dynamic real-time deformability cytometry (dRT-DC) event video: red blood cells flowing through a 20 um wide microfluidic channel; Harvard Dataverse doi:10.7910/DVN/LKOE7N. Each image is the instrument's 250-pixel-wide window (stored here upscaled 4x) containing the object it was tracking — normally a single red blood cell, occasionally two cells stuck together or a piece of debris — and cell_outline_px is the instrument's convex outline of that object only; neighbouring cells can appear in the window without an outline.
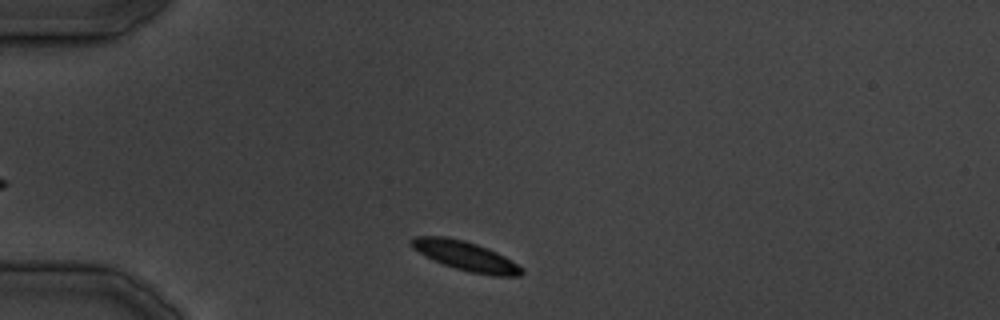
{"species": "common noctule bat (a hibernating species)", "species_latin": "Nyctalus noctula", "temperature_condition": "cold", "stored_images_in_passage": 24, "camera_frame_rate_fps": 3000, "um_per_image_px": 0.085, "animal": {"sex": "male", "body_mass_g": 19.5, "forearm_length_mm": 54.6}, "frame": {"image": 1, "passage_image": 1, "time_ms": 0.0, "image_size_px": [1000, 320], "cell_outline_px": [[524, 272], [520, 276], [496, 276], [468, 272], [444, 264], [424, 256], [412, 248], [408, 240], [416, 236], [444, 236], [464, 240], [488, 248], [512, 260], [524, 268]], "centroid_in_image_um": [39.58, 21.76], "position_along_channel_um": 45.4, "area_um2": 19.02}}
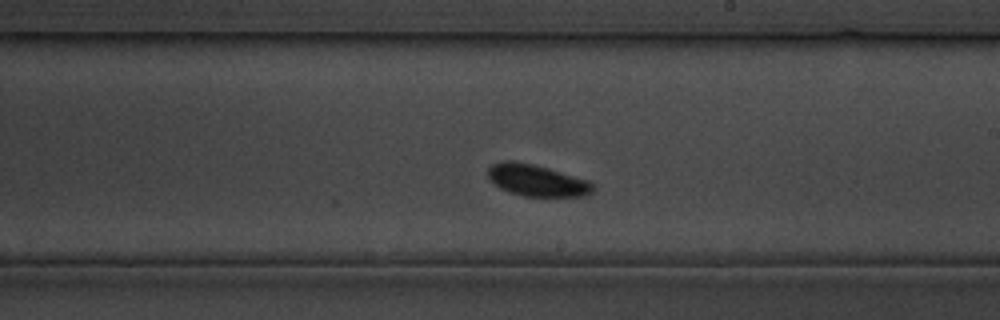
{"frame": {"image": 2, "passage_image": 14, "time_ms": 15.667, "image_size_px": [1000, 320], "cell_outline_px": [[596, 188], [592, 192], [584, 196], [524, 196], [508, 192], [500, 188], [488, 176], [488, 168], [492, 164], [504, 160], [512, 160], [532, 164], [548, 168], [588, 180]], "centroid_in_image_um": [45.63, 15.33], "position_along_channel_um": 243.4, "area_um2": 19.25}}